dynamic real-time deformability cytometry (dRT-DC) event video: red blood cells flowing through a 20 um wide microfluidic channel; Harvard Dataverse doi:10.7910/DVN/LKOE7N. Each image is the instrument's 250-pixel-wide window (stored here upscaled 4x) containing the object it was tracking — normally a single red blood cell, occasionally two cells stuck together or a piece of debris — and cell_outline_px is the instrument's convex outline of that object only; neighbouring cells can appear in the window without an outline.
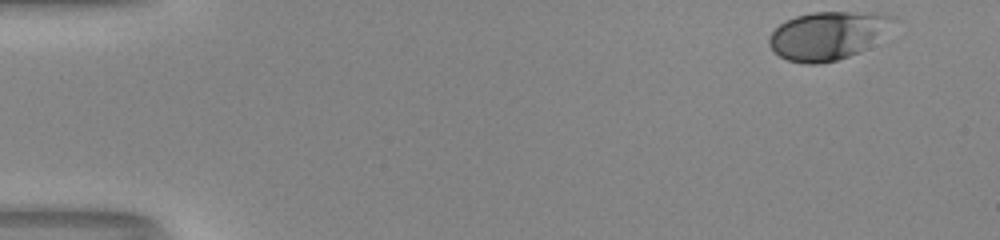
{"species": "human", "species_latin": "Homo sapiens", "temperature_condition": "room temperature", "stored_images_in_passage": 41, "camera_frame_rate_fps": 3000, "um_per_image_px": 0.085, "donor": {"sex": "male"}, "frame": {"image": 1, "passage_image": 1, "time_ms": 0.0, "image_size_px": [1000, 240], "cell_outline_px": [[904, 20], [864, 48], [848, 56], [836, 60], [816, 64], [808, 64], [788, 60], [780, 56], [768, 44], [768, 40], [772, 32], [780, 24], [796, 16], [812, 12], [884, 12], [896, 16]], "centroid_in_image_um": [70.47, 2.97], "position_along_channel_um": 14.5, "area_um2": 35.08}}
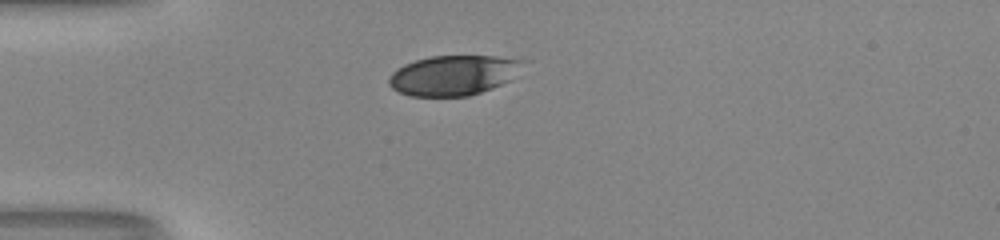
{"frame": {"image": 2, "passage_image": 12, "time_ms": 3.667, "image_size_px": [1000, 240], "cell_outline_px": [[532, 60], [512, 80], [492, 88], [468, 96], [412, 96], [400, 92], [392, 88], [388, 84], [388, 80], [392, 72], [396, 68], [404, 64], [416, 60], [432, 56], [496, 56]], "centroid_in_image_um": [38.64, 6.38], "position_along_channel_um": 46.4, "area_um2": 31.79}}
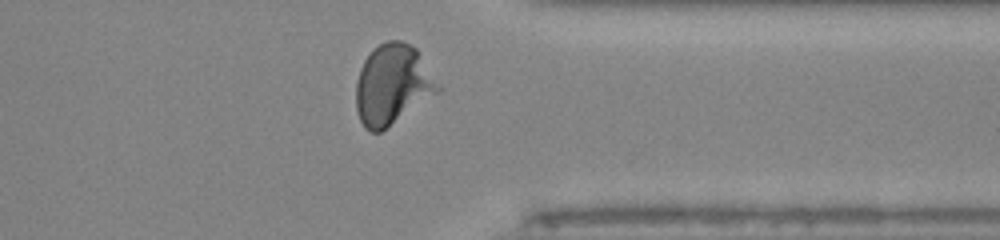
{"frame": {"image": 3, "passage_image": 38, "time_ms": 12.333, "image_size_px": [1000, 240], "cell_outline_px": [[444, 88], [440, 92], [380, 132], [368, 132], [364, 128], [360, 120], [356, 108], [356, 80], [360, 68], [364, 60], [380, 44], [388, 40], [400, 40], [416, 48]], "centroid_in_image_um": [33.39, 7.21], "position_along_channel_um": 378.0, "area_um2": 38.49}, "authors_computed_cell_mechanics": {"area_um2": 34.969, "velocity_mm_per_s": 4.1532, "shape_relaxation_time_tau1_ms": 3.251, "shape_relaxation_time_tau2_ms": null, "deformation_change_tau1": 0.1632, "deformation_change_tau2": null}}